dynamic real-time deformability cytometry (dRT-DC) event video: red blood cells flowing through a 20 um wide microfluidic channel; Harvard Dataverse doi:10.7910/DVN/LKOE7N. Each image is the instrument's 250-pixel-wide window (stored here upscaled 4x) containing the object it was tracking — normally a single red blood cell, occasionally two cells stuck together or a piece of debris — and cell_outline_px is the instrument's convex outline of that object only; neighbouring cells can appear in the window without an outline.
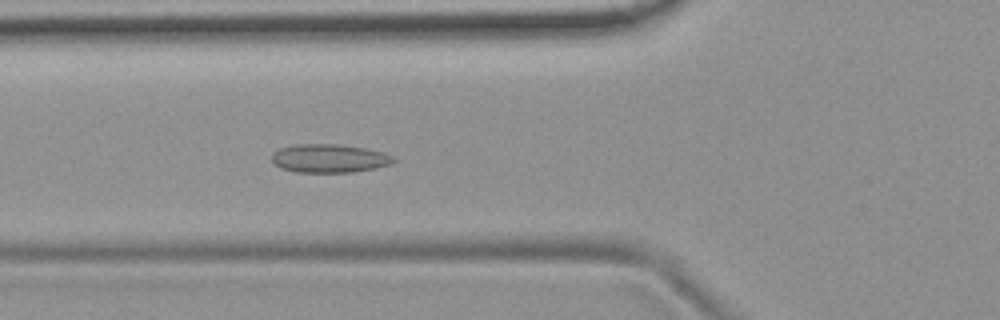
{"species": "common noctule bat (a hibernating species)", "species_latin": "Nyctalus noctula", "temperature_condition": "room temperature", "stored_images_in_passage": 46, "camera_frame_rate_fps": 3000, "um_per_image_px": 0.085, "animal": {"sex": "female", "body_mass_g": 19.9}, "frame": {"image": 1, "passage_image": 11, "time_ms": 3.333, "image_size_px": [1000, 320], "cell_outline_px": [[396, 160], [392, 164], [352, 172], [296, 172], [280, 168], [272, 164], [272, 152], [280, 148], [296, 144], [336, 144], [364, 148], [384, 152], [392, 156]], "centroid_in_image_um": [27.95, 13.46], "position_along_channel_um": 97.9, "area_um2": 20.23}}
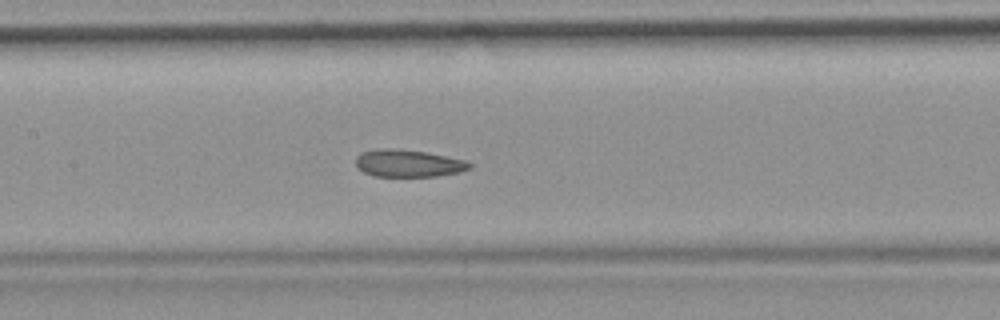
{"frame": {"image": 2, "passage_image": 17, "time_ms": 5.333, "image_size_px": [1000, 320], "cell_outline_px": [[472, 168], [460, 172], [436, 176], [376, 176], [364, 172], [356, 168], [356, 156], [360, 152], [376, 148], [388, 148], [424, 152], [464, 160], [472, 164]], "centroid_in_image_um": [34.66, 13.88], "position_along_channel_um": 172.7, "area_um2": 18.03}}
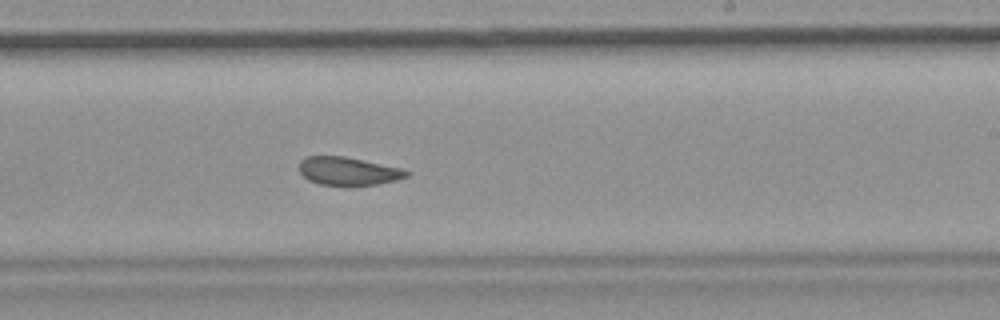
{"frame": {"image": 3, "passage_image": 24, "time_ms": 7.667, "image_size_px": [1000, 320], "cell_outline_px": [[412, 172], [408, 176], [396, 180], [376, 184], [344, 188], [320, 184], [308, 180], [300, 172], [300, 160], [304, 156], [344, 156], [404, 168]], "centroid_in_image_um": [29.62, 14.57], "position_along_channel_um": 259.4, "area_um2": 18.26}}